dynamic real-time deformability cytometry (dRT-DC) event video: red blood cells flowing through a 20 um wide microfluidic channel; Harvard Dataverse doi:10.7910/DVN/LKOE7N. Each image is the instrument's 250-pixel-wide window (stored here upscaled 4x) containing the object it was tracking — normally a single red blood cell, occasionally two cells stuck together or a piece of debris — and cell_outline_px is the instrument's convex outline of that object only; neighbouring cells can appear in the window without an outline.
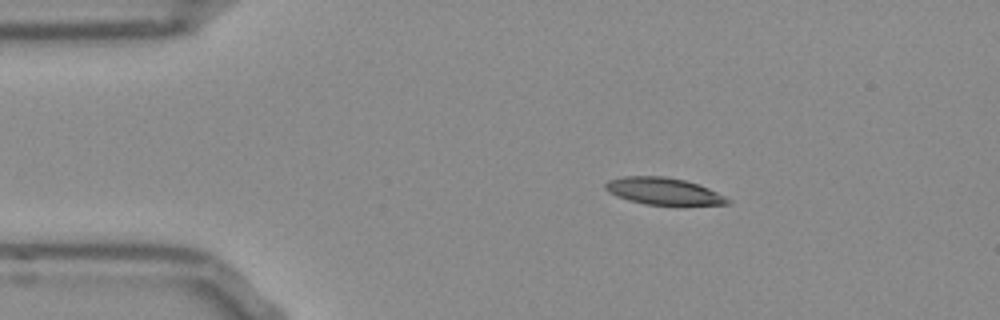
{"species": "Egyptian fruit bat (a non-hibernating species)", "species_latin": "Rousettus aegyptiacus", "temperature_condition": "room temperature", "stored_images_in_passage": 44, "camera_frame_rate_fps": 3000, "um_per_image_px": 0.085, "frame": {"image": 1, "passage_image": 1, "time_ms": 0.0, "image_size_px": [1000, 320], "cell_outline_px": [[732, 200], [728, 204], [644, 204], [628, 200], [616, 196], [608, 192], [604, 188], [604, 184], [608, 180], [624, 176], [664, 176], [684, 180], [708, 188]], "centroid_in_image_um": [56.33, 16.24], "position_along_channel_um": 28.7, "area_um2": 18.9}}
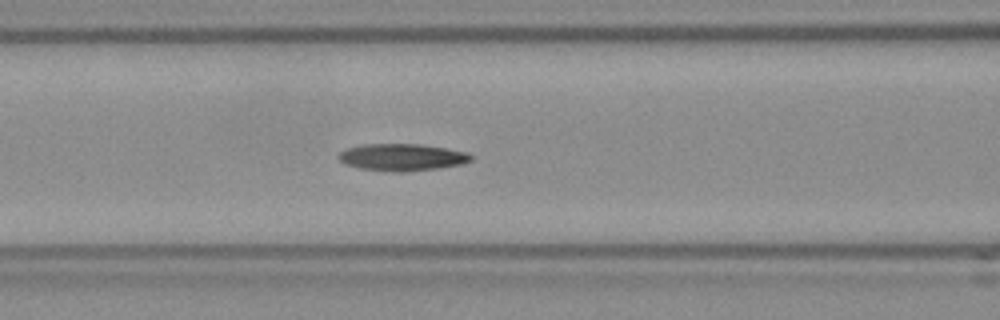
{"frame": {"image": 2, "passage_image": 13, "time_ms": 4.0, "image_size_px": [1000, 320], "cell_outline_px": [[472, 160], [460, 164], [440, 168], [404, 172], [396, 172], [360, 168], [344, 164], [336, 156], [340, 152], [348, 148], [364, 144], [420, 144], [468, 152], [472, 156]], "centroid_in_image_um": [34.16, 13.37], "position_along_channel_um": 132.4, "area_um2": 20.81}}
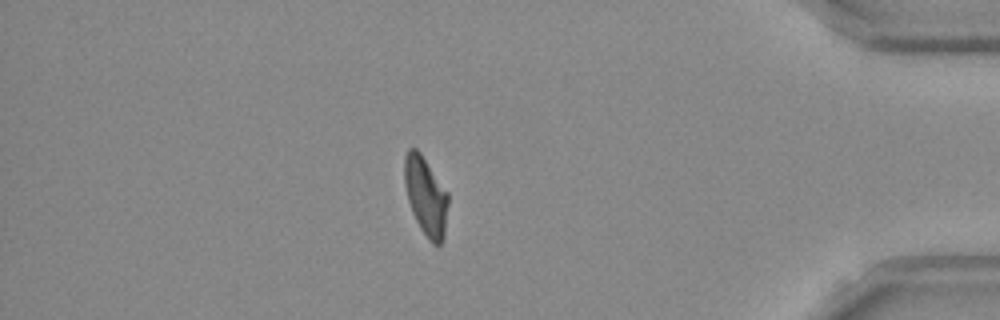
{"frame": {"image": 3, "passage_image": 37, "time_ms": 12.0, "image_size_px": [1000, 320], "cell_outline_px": [[448, 204], [444, 236], [440, 244], [432, 244], [428, 240], [420, 228], [412, 212], [408, 200], [404, 184], [404, 156], [408, 148], [416, 148], [420, 152], [448, 192]], "centroid_in_image_um": [36.18, 16.66], "position_along_channel_um": 399.0, "area_um2": 20.06}, "authors_computed_cell_mechanics": {"area_um2": 20.3456, "velocity_mm_per_s": 3.8514, "shape_relaxation_time_tau1_ms": 6.5455, "shape_relaxation_time_tau2_ms": 4.0713, "deformation_change_tau1": 0.1969, "deformation_change_tau2": 0.1169}}